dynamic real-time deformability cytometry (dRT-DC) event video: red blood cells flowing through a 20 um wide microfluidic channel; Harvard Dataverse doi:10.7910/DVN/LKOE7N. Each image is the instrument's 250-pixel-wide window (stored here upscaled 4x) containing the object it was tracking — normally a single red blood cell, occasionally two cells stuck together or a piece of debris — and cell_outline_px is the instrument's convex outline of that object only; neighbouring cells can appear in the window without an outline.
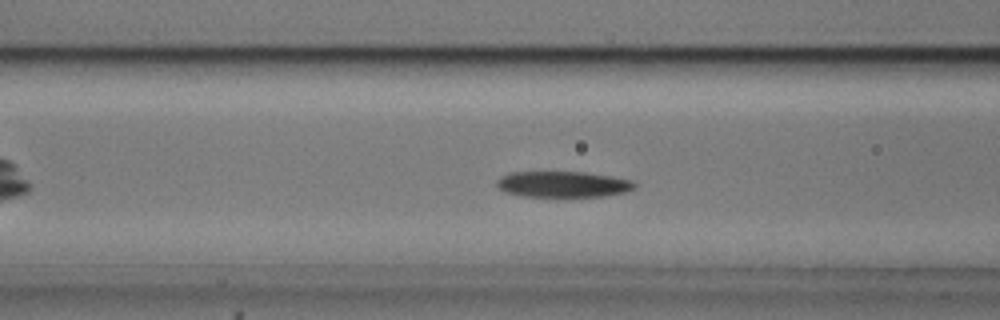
{"species": "common noctule bat (a hibernating species)", "species_latin": "Nyctalus noctula", "temperature_condition": "cold", "stored_images_in_passage": 39, "camera_frame_rate_fps": 3000, "um_per_image_px": 0.085, "animal": {"sex": "male", "body_mass_g": 20.5, "forearm_length_mm": 52.5}, "frame": {"image": 1, "passage_image": 6, "time_ms": 1.667, "image_size_px": [1000, 320], "cell_outline_px": [[636, 188], [624, 192], [604, 196], [520, 196], [504, 192], [496, 184], [496, 180], [512, 172], [584, 172], [612, 176], [632, 180], [636, 184]], "centroid_in_image_um": [47.87, 15.66], "position_along_channel_um": 118.7, "area_um2": 20.75}}
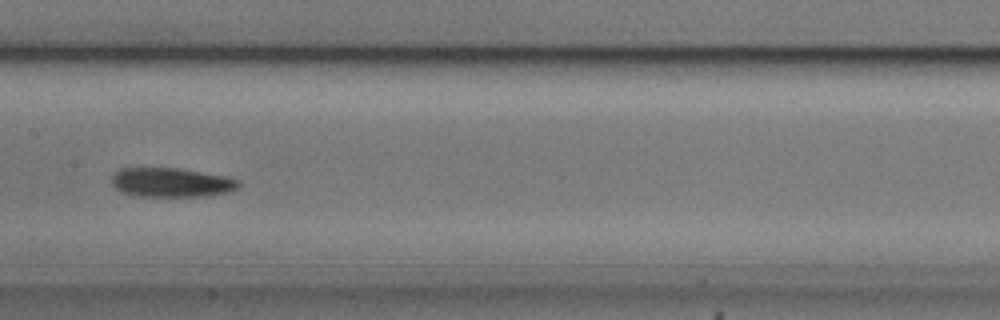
{"frame": {"image": 2, "passage_image": 12, "time_ms": 3.667, "image_size_px": [1000, 320], "cell_outline_px": [[240, 188], [228, 192], [204, 196], [132, 196], [120, 192], [112, 184], [112, 176], [120, 168], [180, 168], [224, 176], [240, 180]], "centroid_in_image_um": [14.56, 15.51], "position_along_channel_um": 192.8, "area_um2": 21.73}}
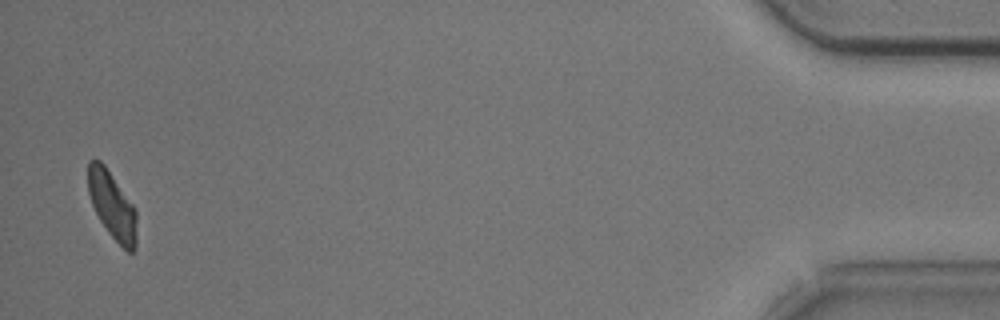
{"frame": {"image": 3, "passage_image": 38, "time_ms": 12.333, "image_size_px": [1000, 320], "cell_outline_px": [[136, 248], [132, 252], [128, 252], [108, 232], [100, 220], [92, 204], [88, 192], [88, 160], [100, 160], [104, 164], [136, 208]], "centroid_in_image_um": [9.54, 17.44], "position_along_channel_um": 425.7, "area_um2": 18.96}, "authors_computed_cell_mechanics": {"area_um2": 21.3282, "velocity_mm_per_s": 3.6896, "shape_relaxation_time_tau1_ms": null, "shape_relaxation_time_tau2_ms": 7.786, "deformation_change_tau1": null, "deformation_change_tau2": 0.1435}}